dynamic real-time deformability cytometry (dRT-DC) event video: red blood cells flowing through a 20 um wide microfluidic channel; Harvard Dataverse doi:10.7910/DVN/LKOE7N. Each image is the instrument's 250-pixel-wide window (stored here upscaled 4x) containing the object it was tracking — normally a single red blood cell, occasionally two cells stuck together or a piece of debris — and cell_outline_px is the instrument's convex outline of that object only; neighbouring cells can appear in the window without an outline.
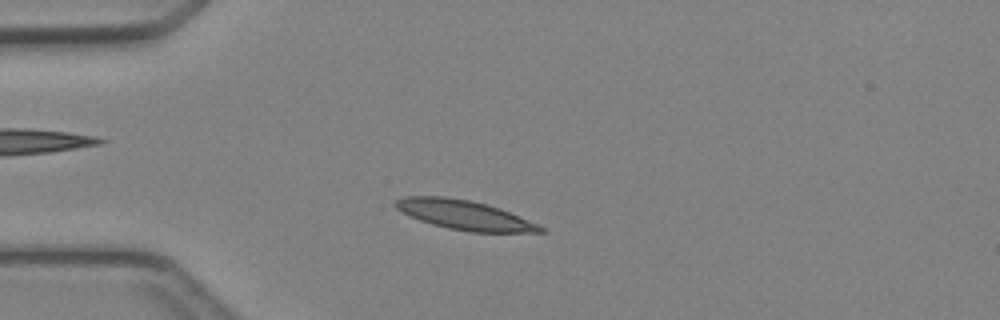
{"species": "Egyptian fruit bat (a non-hibernating species)", "species_latin": "Rousettus aegyptiacus", "temperature_condition": "cold", "stored_images_in_passage": 3, "camera_frame_rate_fps": 3000, "um_per_image_px": 0.085, "animal": {"sex": "female"}, "frame": {"image": 1, "passage_image": 3, "time_ms": 2.333, "image_size_px": [1000, 320], "cell_outline_px": [[548, 232], [472, 232], [448, 228], [432, 224], [420, 220], [396, 208], [392, 204], [396, 200], [404, 196], [444, 196], [472, 200], [488, 204], [500, 208], [536, 224], [544, 228]], "centroid_in_image_um": [39.46, 18.26], "position_along_channel_um": 45.5, "area_um2": 24.62}}